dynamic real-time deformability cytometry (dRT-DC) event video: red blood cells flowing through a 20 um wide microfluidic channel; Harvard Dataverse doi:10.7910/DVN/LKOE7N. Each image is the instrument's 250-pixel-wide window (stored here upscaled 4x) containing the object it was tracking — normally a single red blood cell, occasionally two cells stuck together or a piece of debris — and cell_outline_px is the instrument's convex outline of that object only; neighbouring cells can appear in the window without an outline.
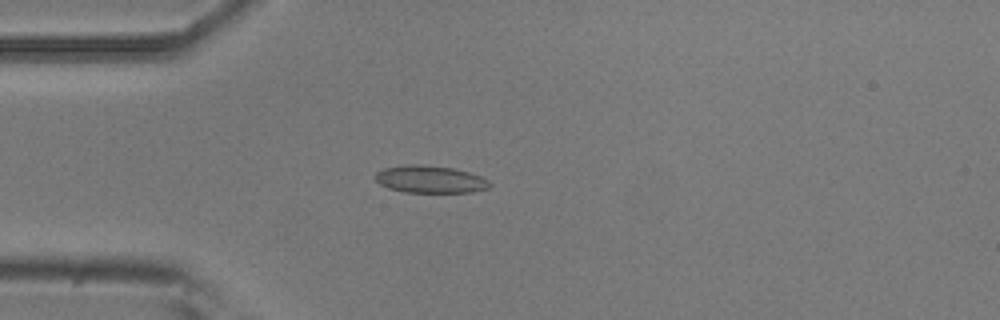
{"species": "common noctule bat (a hibernating species)", "species_latin": "Nyctalus noctula", "temperature_condition": "room temperature", "stored_images_in_passage": 51, "camera_frame_rate_fps": 3000, "um_per_image_px": 0.085, "animal": {"sex": "male", "body_mass_g": 20.5, "forearm_length_mm": 52.5}, "frame": {"image": 1, "passage_image": 11, "time_ms": 3.333, "image_size_px": [1000, 320], "cell_outline_px": [[492, 184], [488, 188], [472, 192], [404, 192], [388, 188], [380, 184], [376, 180], [376, 172], [384, 168], [404, 164], [420, 164], [452, 168], [468, 172], [480, 176], [488, 180]], "centroid_in_image_um": [36.55, 15.24], "position_along_channel_um": 48.5, "area_um2": 18.21}}
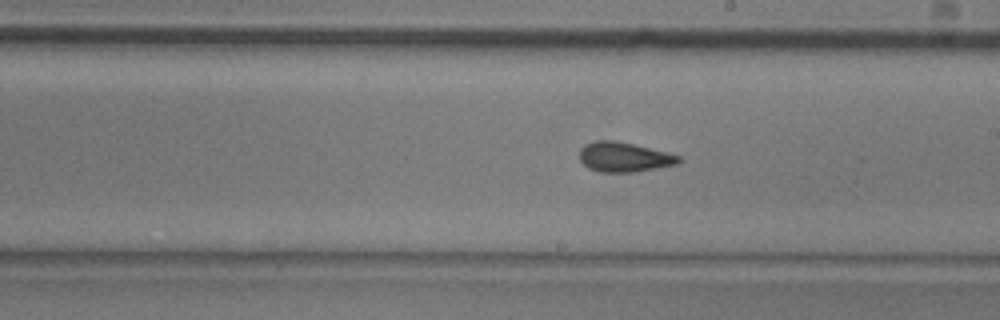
{"frame": {"image": 2, "passage_image": 27, "time_ms": 8.667, "image_size_px": [1000, 320], "cell_outline_px": [[680, 160], [676, 164], [656, 168], [632, 172], [600, 172], [588, 168], [580, 160], [580, 148], [584, 144], [596, 140], [612, 140], [632, 144], [668, 152], [680, 156]], "centroid_in_image_um": [53.01, 13.34], "position_along_channel_um": 236.0, "area_um2": 17.05}}
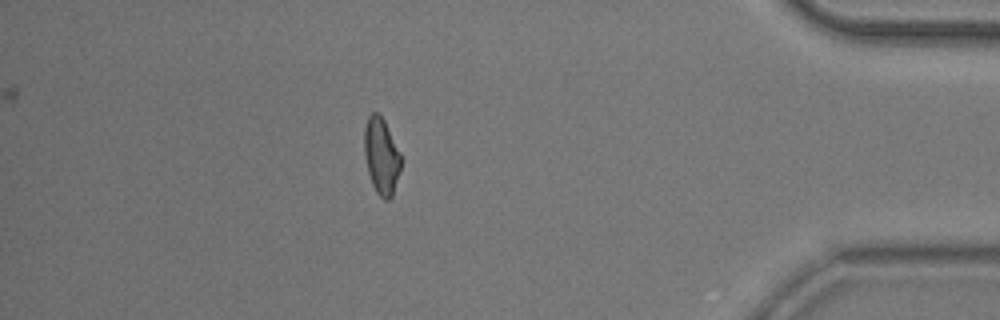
{"frame": {"image": 3, "passage_image": 44, "time_ms": 14.333, "image_size_px": [1000, 320], "cell_outline_px": [[400, 168], [392, 196], [388, 200], [384, 200], [376, 192], [372, 184], [368, 172], [364, 152], [364, 128], [368, 116], [372, 112], [376, 112], [384, 120], [400, 152]], "centroid_in_image_um": [32.4, 13.26], "position_along_channel_um": 402.8, "area_um2": 16.13}, "authors_computed_cell_mechanics": {"area_um2": 16.8776, "velocity_mm_per_s": 3.7101, "shape_relaxation_time_tau1_ms": null, "shape_relaxation_time_tau2_ms": 2.1425, "deformation_change_tau1": null, "deformation_change_tau2": 0.0959}}